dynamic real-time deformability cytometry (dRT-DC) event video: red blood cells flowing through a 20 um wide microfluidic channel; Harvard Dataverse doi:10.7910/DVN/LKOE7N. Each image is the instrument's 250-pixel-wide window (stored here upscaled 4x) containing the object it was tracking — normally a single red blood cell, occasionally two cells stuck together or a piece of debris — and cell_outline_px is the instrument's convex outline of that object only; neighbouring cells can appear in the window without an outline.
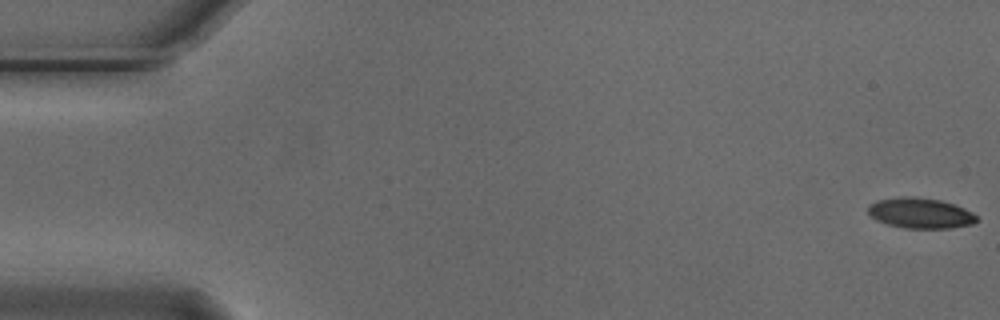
{"species": "Egyptian fruit bat (a non-hibernating species)", "species_latin": "Rousettus aegyptiacus", "temperature_condition": "cold", "stored_images_in_passage": 6, "camera_frame_rate_fps": 3000, "um_per_image_px": 0.085, "animal": {"sex": "male"}, "frame": {"image": 1, "passage_image": 1, "time_ms": 0.0, "image_size_px": [1000, 320], "cell_outline_px": [[980, 220], [972, 224], [952, 228], [904, 228], [888, 224], [876, 220], [868, 212], [868, 204], [876, 200], [900, 196], [916, 196], [940, 200], [956, 204], [972, 212]], "centroid_in_image_um": [78.24, 18.1], "position_along_channel_um": 6.8, "area_um2": 19.54}}
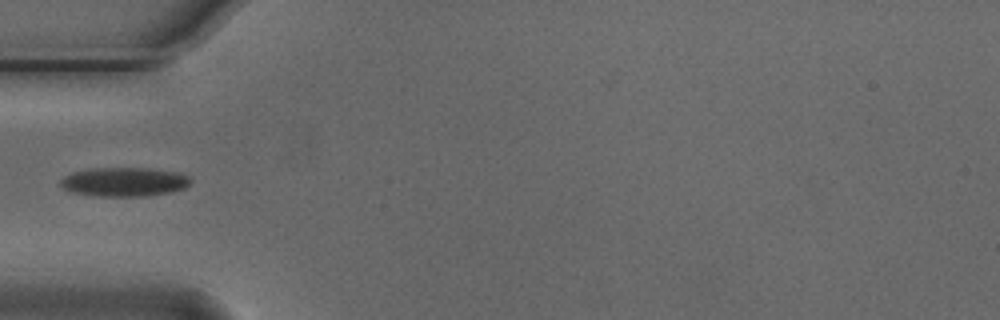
{"frame": {"image": 2, "passage_image": 5, "time_ms": 1.333, "image_size_px": [1000, 320], "cell_outline_px": [[192, 180], [184, 188], [172, 192], [144, 196], [96, 196], [68, 192], [60, 184], [60, 180], [64, 176], [72, 172], [88, 168], [148, 168], [180, 172], [188, 176]], "centroid_in_image_um": [10.54, 15.45], "position_along_channel_um": 74.5, "area_um2": 22.25}}
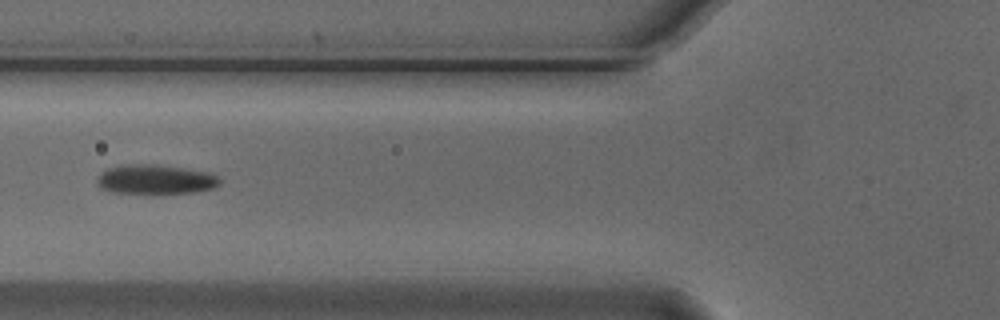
{"frame": {"image": 3, "passage_image": 6, "time_ms": 1.667, "image_size_px": [1000, 320], "cell_outline_px": [[220, 184], [212, 188], [192, 192], [112, 192], [100, 188], [96, 184], [96, 180], [100, 172], [108, 168], [124, 164], [152, 164], [184, 168], [208, 172], [216, 176], [220, 180]], "centroid_in_image_um": [13.15, 15.22], "position_along_channel_um": 112.6, "area_um2": 20.69}}